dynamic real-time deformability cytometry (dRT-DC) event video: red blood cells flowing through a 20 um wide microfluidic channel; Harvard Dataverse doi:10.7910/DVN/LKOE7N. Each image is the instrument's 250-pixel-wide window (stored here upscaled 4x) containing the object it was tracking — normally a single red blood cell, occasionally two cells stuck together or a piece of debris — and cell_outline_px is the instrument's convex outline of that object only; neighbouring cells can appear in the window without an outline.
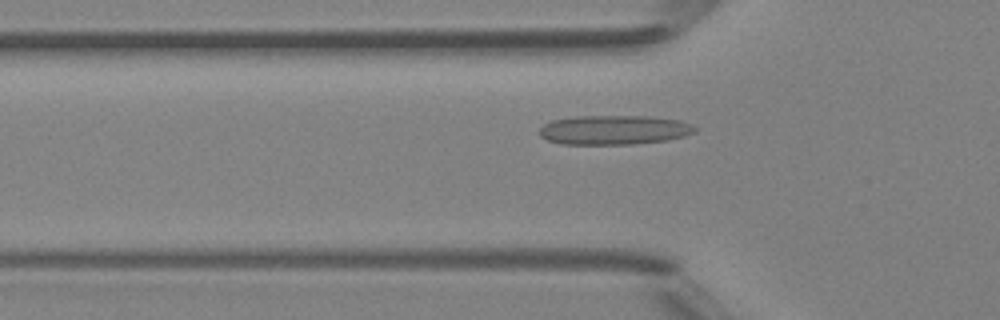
{"species": "Egyptian fruit bat (a non-hibernating species)", "species_latin": "Rousettus aegyptiacus", "temperature_condition": "room temperature", "stored_images_in_passage": 14, "camera_frame_rate_fps": 3000, "um_per_image_px": 0.085, "animal": {"sex": "female"}, "frame": {"image": 1, "passage_image": 6, "time_ms": 1.667, "image_size_px": [1000, 320], "cell_outline_px": [[696, 132], [684, 136], [668, 140], [632, 144], [560, 144], [548, 140], [540, 136], [540, 128], [544, 124], [552, 120], [576, 116], [648, 116], [680, 120], [692, 124], [696, 128]], "centroid_in_image_um": [52.21, 11.04], "position_along_channel_um": 73.6, "area_um2": 26.7}}
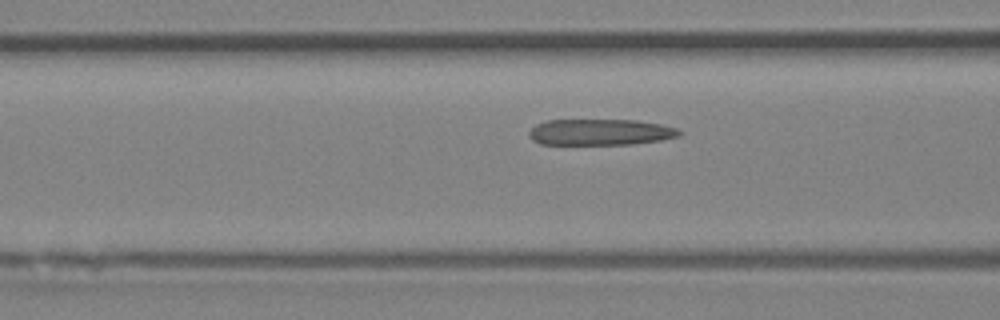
{"frame": {"image": 2, "passage_image": 9, "time_ms": 2.667, "image_size_px": [1000, 320], "cell_outline_px": [[684, 132], [680, 136], [664, 140], [632, 144], [540, 144], [532, 140], [528, 132], [536, 124], [548, 120], [636, 120], [660, 124], [676, 128]], "centroid_in_image_um": [51.06, 11.23], "position_along_channel_um": 115.5, "area_um2": 23.0}}
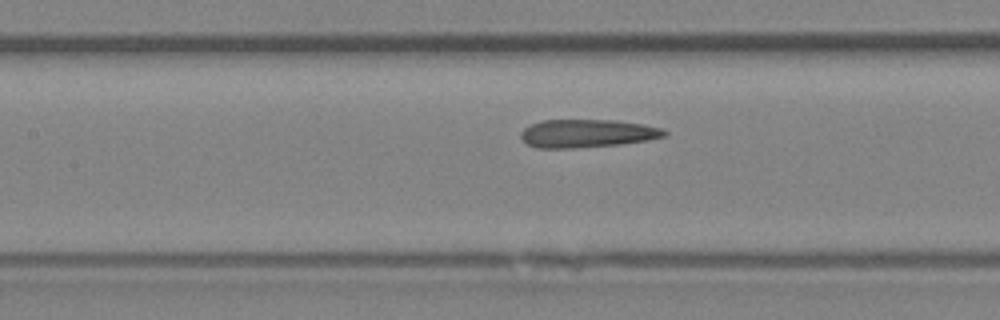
{"frame": {"image": 3, "passage_image": 12, "time_ms": 3.667, "image_size_px": [1000, 320], "cell_outline_px": [[668, 132], [664, 136], [648, 140], [620, 144], [572, 148], [536, 148], [528, 144], [520, 136], [520, 132], [524, 128], [540, 120], [616, 120], [644, 124], [664, 128]], "centroid_in_image_um": [49.92, 11.33], "position_along_channel_um": 157.5, "area_um2": 23.58}}